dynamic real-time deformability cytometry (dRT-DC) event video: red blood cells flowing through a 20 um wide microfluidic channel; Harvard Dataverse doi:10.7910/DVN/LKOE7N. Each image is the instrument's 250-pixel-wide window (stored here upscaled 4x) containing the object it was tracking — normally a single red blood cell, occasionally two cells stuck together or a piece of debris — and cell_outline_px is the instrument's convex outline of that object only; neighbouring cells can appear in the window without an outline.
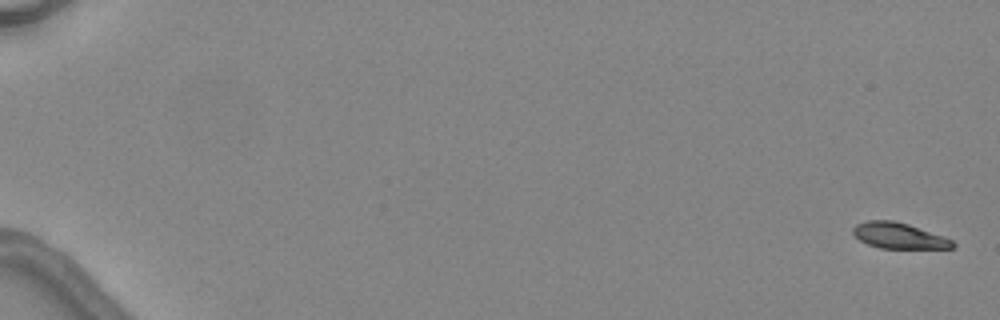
{"species": "common noctule bat (a hibernating species)", "species_latin": "Nyctalus noctula", "temperature_condition": "warm", "stored_images_in_passage": 7, "camera_frame_rate_fps": 3000, "um_per_image_px": 0.085, "animal": {"sex": "female", "body_mass_g": 24.6, "forearm_length_mm": 56.2}, "frame": {"image": 1, "passage_image": 1, "time_ms": 0.0, "image_size_px": [1000, 320], "cell_outline_px": [[956, 244], [952, 248], [880, 248], [868, 244], [860, 240], [852, 232], [852, 228], [856, 224], [868, 220], [892, 220], [908, 224], [952, 240]], "centroid_in_image_um": [76.36, 20.03], "position_along_channel_um": 8.6, "area_um2": 14.74}}
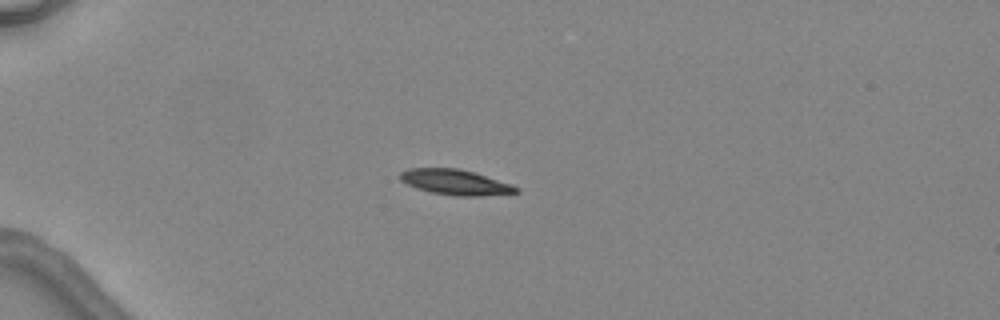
{"frame": {"image": 2, "passage_image": 5, "time_ms": 4.667, "image_size_px": [1000, 320], "cell_outline_px": [[520, 192], [480, 196], [456, 196], [432, 192], [416, 188], [400, 180], [400, 172], [408, 168], [456, 168], [472, 172], [512, 184], [520, 188]], "centroid_in_image_um": [38.71, 15.49], "position_along_channel_um": 46.3, "area_um2": 16.99}}